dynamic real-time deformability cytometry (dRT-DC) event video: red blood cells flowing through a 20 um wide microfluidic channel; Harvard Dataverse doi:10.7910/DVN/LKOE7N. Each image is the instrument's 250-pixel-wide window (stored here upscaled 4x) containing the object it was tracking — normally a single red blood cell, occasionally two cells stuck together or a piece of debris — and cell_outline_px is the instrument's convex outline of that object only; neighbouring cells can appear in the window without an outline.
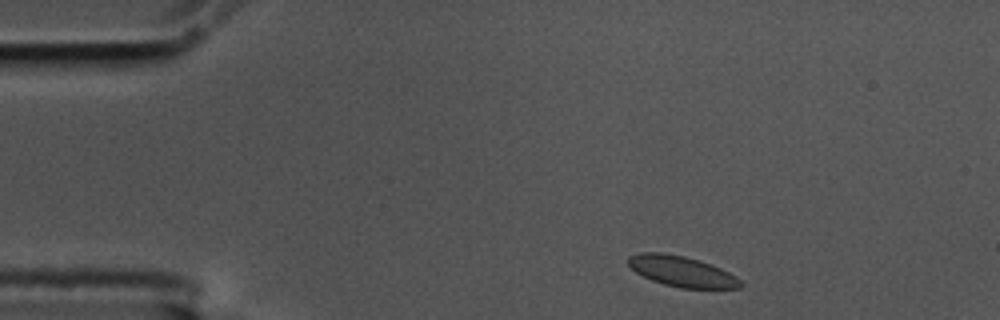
{"species": "common noctule bat (a hibernating species)", "species_latin": "Nyctalus noctula", "temperature_condition": "cold", "stored_images_in_passage": 3, "camera_frame_rate_fps": 3000, "um_per_image_px": 0.085, "animal": {"sex": "male", "body_mass_g": 17.5, "forearm_length_mm": 52.3}, "frame": {"image": 1, "passage_image": 1, "time_ms": 0.0, "image_size_px": [1000, 320], "cell_outline_px": [[744, 284], [740, 288], [680, 288], [664, 284], [652, 280], [636, 272], [628, 264], [628, 256], [640, 252], [664, 252], [684, 256], [700, 260], [720, 268], [736, 276]], "centroid_in_image_um": [57.95, 23.06], "position_along_channel_um": 27.1, "area_um2": 20.0}}